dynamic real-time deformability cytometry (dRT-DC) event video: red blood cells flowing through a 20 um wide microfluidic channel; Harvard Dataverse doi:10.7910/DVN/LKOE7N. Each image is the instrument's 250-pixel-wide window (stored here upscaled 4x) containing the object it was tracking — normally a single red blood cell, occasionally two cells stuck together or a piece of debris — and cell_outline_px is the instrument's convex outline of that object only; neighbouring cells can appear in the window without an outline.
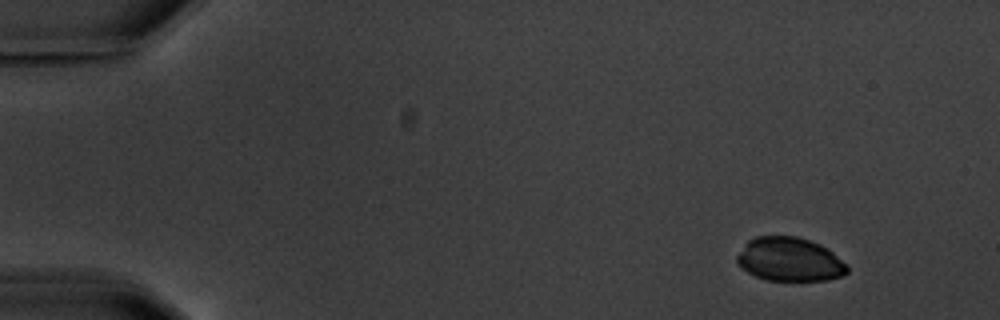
{"species": "common noctule bat (a hibernating species)", "species_latin": "Nyctalus noctula", "temperature_condition": "warm", "stored_images_in_passage": 6, "camera_frame_rate_fps": 3000, "um_per_image_px": 0.085, "animal": {"sex": "male", "body_mass_g": 20.1, "forearm_length_mm": 53.5}, "frame": {"image": 1, "passage_image": 1, "time_ms": 0.0, "image_size_px": [1000, 320], "cell_outline_px": [[848, 272], [844, 276], [828, 280], [764, 280], [748, 272], [736, 260], [736, 256], [748, 240], [756, 236], [796, 236], [820, 244], [828, 248], [848, 264]], "centroid_in_image_um": [67.16, 22.05], "position_along_channel_um": 17.8, "area_um2": 28.21}}